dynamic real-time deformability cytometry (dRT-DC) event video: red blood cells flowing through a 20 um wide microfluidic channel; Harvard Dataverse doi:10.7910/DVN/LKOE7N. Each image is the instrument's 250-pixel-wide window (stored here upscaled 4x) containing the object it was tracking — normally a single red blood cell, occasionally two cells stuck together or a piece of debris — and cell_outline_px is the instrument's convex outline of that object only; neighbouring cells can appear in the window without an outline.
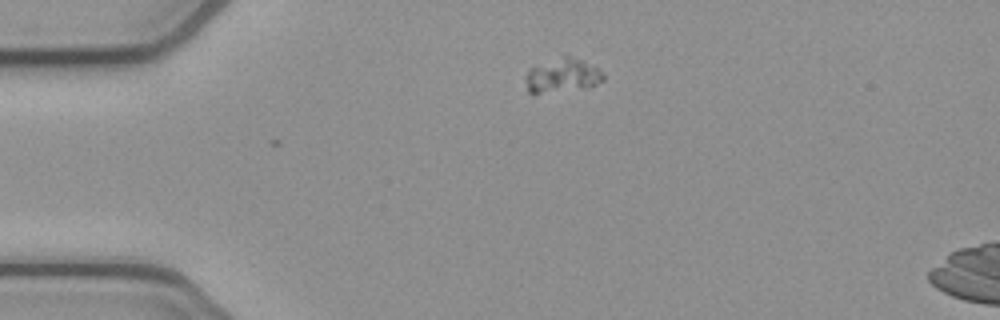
{"species": "common noctule bat (a hibernating species)", "species_latin": "Nyctalus noctula", "temperature_condition": "cold", "stored_images_in_passage": 2, "camera_frame_rate_fps": 3000, "um_per_image_px": 0.085, "animal": {"sex": "female", "body_mass_g": 21.9}, "frame": {"image": 1, "passage_image": 2, "time_ms": 0.333, "image_size_px": [1000, 320], "cell_outline_px": [[604, 80], [596, 84], [540, 92], [528, 92], [524, 80], [528, 68], [564, 56], [568, 56], [584, 60], [604, 72]], "centroid_in_image_um": [47.78, 6.37], "position_along_channel_um": 37.2, "area_um2": 14.68}}